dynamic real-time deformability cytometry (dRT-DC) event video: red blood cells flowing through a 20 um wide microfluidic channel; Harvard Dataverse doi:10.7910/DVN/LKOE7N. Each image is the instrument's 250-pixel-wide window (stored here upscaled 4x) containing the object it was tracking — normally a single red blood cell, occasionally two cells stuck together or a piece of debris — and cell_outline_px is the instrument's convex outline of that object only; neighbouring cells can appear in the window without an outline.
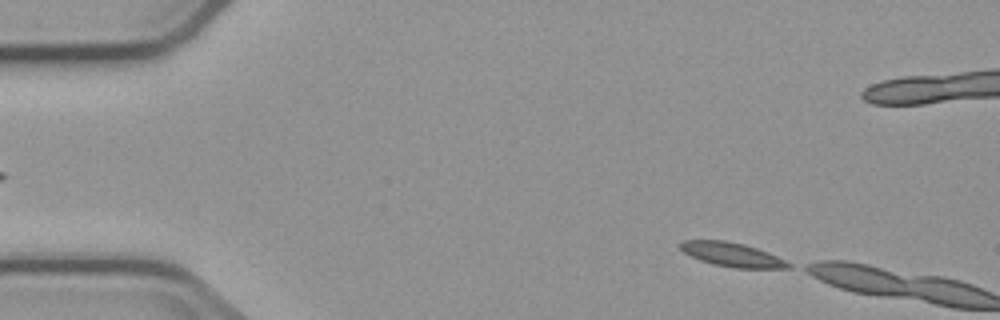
{"species": "common noctule bat (a hibernating species)", "species_latin": "Nyctalus noctula", "temperature_condition": "cold", "stored_images_in_passage": 4, "segment_of_instrument_passage": [2, 2], "camera_frame_rate_fps": 3000, "um_per_image_px": 0.085, "animal": {"sex": "male", "body_mass_g": 23.1, "forearm_length_mm": 52.7}, "frame": {"image": 1, "passage_image": 4, "time_ms": 3.667, "image_size_px": [1000, 320], "cell_outline_px": [[792, 268], [732, 268], [712, 264], [700, 260], [684, 252], [676, 244], [680, 240], [724, 240], [744, 244], [768, 252], [792, 264]], "centroid_in_image_um": [62.18, 21.63], "position_along_channel_um": 22.8, "area_um2": 15.26}}